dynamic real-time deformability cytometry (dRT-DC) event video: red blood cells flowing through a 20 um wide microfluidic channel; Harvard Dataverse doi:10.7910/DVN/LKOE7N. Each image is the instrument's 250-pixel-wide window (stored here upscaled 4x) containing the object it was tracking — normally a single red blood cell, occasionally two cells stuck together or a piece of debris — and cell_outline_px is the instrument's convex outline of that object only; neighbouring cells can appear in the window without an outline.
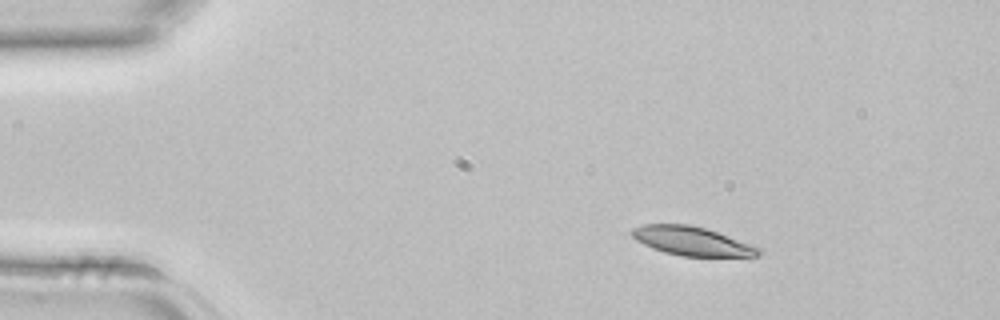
{"species": "common noctule bat (a hibernating species)", "species_latin": "Nyctalus noctula", "temperature_condition": "room temperature", "stored_images_in_passage": 2, "camera_frame_rate_fps": 3000, "um_per_image_px": 0.085, "animal": {"sex": "female", "body_mass_g": 22.7, "forearm_length_mm": 54.2}, "frame": {"image": 1, "passage_image": 1, "time_ms": 0.0, "image_size_px": [1000, 320], "cell_outline_px": [[764, 252], [760, 256], [752, 260], [680, 256], [664, 252], [652, 248], [636, 240], [632, 236], [632, 228], [644, 224], [692, 224], [716, 232], [760, 248]], "centroid_in_image_um": [58.97, 20.57], "position_along_channel_um": 26.0, "area_um2": 22.25}}